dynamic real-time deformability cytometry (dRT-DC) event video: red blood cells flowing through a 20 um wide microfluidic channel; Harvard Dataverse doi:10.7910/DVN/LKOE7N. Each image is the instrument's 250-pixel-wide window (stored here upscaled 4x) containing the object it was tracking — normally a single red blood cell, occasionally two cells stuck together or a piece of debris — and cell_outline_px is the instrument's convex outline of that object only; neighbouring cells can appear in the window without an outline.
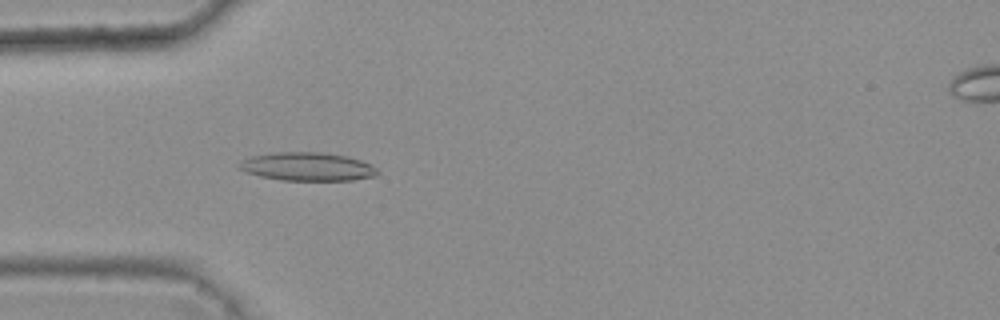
{"species": "common noctule bat (a hibernating species)", "species_latin": "Nyctalus noctula", "temperature_condition": "warm", "stored_images_in_passage": 2, "camera_frame_rate_fps": 3000, "um_per_image_px": 0.085, "animal": {"sex": "female", "body_mass_g": 25.1}, "frame": {"image": 1, "passage_image": 2, "time_ms": 0.333, "image_size_px": [1000, 320], "cell_outline_px": [[380, 172], [376, 176], [352, 180], [280, 180], [260, 176], [248, 172], [240, 168], [236, 164], [240, 160], [252, 156], [272, 152], [324, 152], [348, 156], [360, 160], [376, 168]], "centroid_in_image_um": [26.12, 14.15], "position_along_channel_um": 58.9, "area_um2": 22.95}}